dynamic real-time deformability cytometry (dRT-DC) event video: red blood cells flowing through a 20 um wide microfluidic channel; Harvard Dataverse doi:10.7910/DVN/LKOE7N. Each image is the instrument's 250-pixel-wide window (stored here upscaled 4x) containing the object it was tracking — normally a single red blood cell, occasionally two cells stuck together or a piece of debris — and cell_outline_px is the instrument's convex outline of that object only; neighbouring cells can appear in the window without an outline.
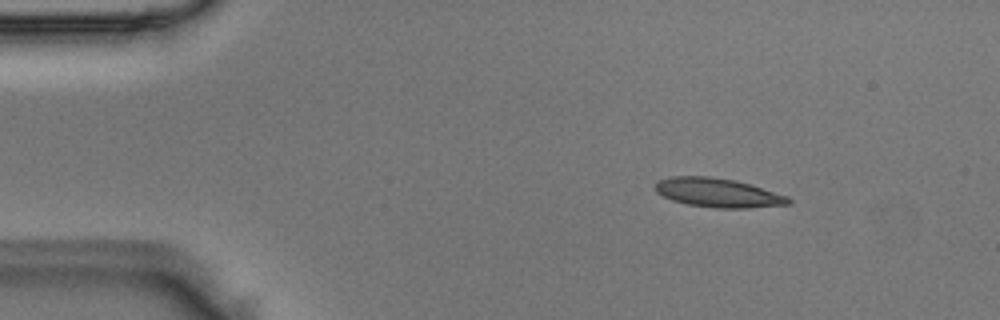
{"species": "Egyptian fruit bat (a non-hibernating species)", "species_latin": "Rousettus aegyptiacus", "temperature_condition": "room temperature", "stored_images_in_passage": 3, "camera_frame_rate_fps": 3000, "um_per_image_px": 0.085, "animal": {"sex": "male"}, "frame": {"image": 1, "passage_image": 1, "time_ms": 0.0, "image_size_px": [1000, 320], "cell_outline_px": [[792, 204], [748, 208], [716, 208], [688, 204], [672, 200], [656, 192], [656, 184], [660, 180], [672, 176], [708, 176], [736, 180], [788, 196], [792, 200]], "centroid_in_image_um": [61.06, 16.39], "position_along_channel_um": 23.9, "area_um2": 22.43}}